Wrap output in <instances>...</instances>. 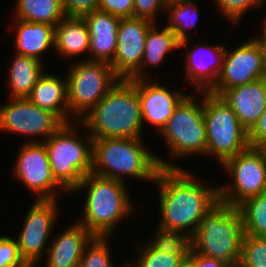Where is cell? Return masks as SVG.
I'll return each instance as SVG.
<instances>
[{"instance_id":"cell-1","label":"cell","mask_w":266,"mask_h":267,"mask_svg":"<svg viewBox=\"0 0 266 267\" xmlns=\"http://www.w3.org/2000/svg\"><path fill=\"white\" fill-rule=\"evenodd\" d=\"M200 181L187 168H160L153 183L159 190L156 226L194 235L203 215L219 201L218 186Z\"/></svg>"},{"instance_id":"cell-2","label":"cell","mask_w":266,"mask_h":267,"mask_svg":"<svg viewBox=\"0 0 266 267\" xmlns=\"http://www.w3.org/2000/svg\"><path fill=\"white\" fill-rule=\"evenodd\" d=\"M79 122L92 139H142L143 130L137 80L119 79Z\"/></svg>"},{"instance_id":"cell-3","label":"cell","mask_w":266,"mask_h":267,"mask_svg":"<svg viewBox=\"0 0 266 267\" xmlns=\"http://www.w3.org/2000/svg\"><path fill=\"white\" fill-rule=\"evenodd\" d=\"M127 184L92 172L87 174L72 192L84 190L86 195L83 217L80 216L77 222L93 236L112 237L116 226L136 210Z\"/></svg>"},{"instance_id":"cell-4","label":"cell","mask_w":266,"mask_h":267,"mask_svg":"<svg viewBox=\"0 0 266 267\" xmlns=\"http://www.w3.org/2000/svg\"><path fill=\"white\" fill-rule=\"evenodd\" d=\"M143 141V138L94 139L91 172L123 182L128 177L154 183L160 170L158 154Z\"/></svg>"},{"instance_id":"cell-5","label":"cell","mask_w":266,"mask_h":267,"mask_svg":"<svg viewBox=\"0 0 266 267\" xmlns=\"http://www.w3.org/2000/svg\"><path fill=\"white\" fill-rule=\"evenodd\" d=\"M243 237L242 218L238 208L219 200L201 218L191 237V249L231 267L239 266Z\"/></svg>"},{"instance_id":"cell-6","label":"cell","mask_w":266,"mask_h":267,"mask_svg":"<svg viewBox=\"0 0 266 267\" xmlns=\"http://www.w3.org/2000/svg\"><path fill=\"white\" fill-rule=\"evenodd\" d=\"M191 94L193 92L178 104L166 125L158 133L164 138L163 142H166L165 147L168 148L167 153L170 158L165 160L161 155L156 156L160 168H184L173 162L179 157L182 159L198 155L206 157L207 137L203 117V91H194V94Z\"/></svg>"},{"instance_id":"cell-7","label":"cell","mask_w":266,"mask_h":267,"mask_svg":"<svg viewBox=\"0 0 266 267\" xmlns=\"http://www.w3.org/2000/svg\"><path fill=\"white\" fill-rule=\"evenodd\" d=\"M79 121L62 124L44 141L53 177L69 193L92 170L93 139Z\"/></svg>"},{"instance_id":"cell-8","label":"cell","mask_w":266,"mask_h":267,"mask_svg":"<svg viewBox=\"0 0 266 267\" xmlns=\"http://www.w3.org/2000/svg\"><path fill=\"white\" fill-rule=\"evenodd\" d=\"M203 117L207 137L206 156H214L221 166L250 147L248 131L219 95L203 91Z\"/></svg>"},{"instance_id":"cell-9","label":"cell","mask_w":266,"mask_h":267,"mask_svg":"<svg viewBox=\"0 0 266 267\" xmlns=\"http://www.w3.org/2000/svg\"><path fill=\"white\" fill-rule=\"evenodd\" d=\"M65 74L70 115L79 121L120 79L111 65L102 61H71Z\"/></svg>"},{"instance_id":"cell-10","label":"cell","mask_w":266,"mask_h":267,"mask_svg":"<svg viewBox=\"0 0 266 267\" xmlns=\"http://www.w3.org/2000/svg\"><path fill=\"white\" fill-rule=\"evenodd\" d=\"M221 167L224 173L226 171L229 183L218 184L220 201L237 207L266 191V159L257 148L249 147Z\"/></svg>"},{"instance_id":"cell-11","label":"cell","mask_w":266,"mask_h":267,"mask_svg":"<svg viewBox=\"0 0 266 267\" xmlns=\"http://www.w3.org/2000/svg\"><path fill=\"white\" fill-rule=\"evenodd\" d=\"M57 202L56 199H35L22 220V228L14 236L21 257L30 267L40 266L47 254L50 237L59 221Z\"/></svg>"},{"instance_id":"cell-12","label":"cell","mask_w":266,"mask_h":267,"mask_svg":"<svg viewBox=\"0 0 266 267\" xmlns=\"http://www.w3.org/2000/svg\"><path fill=\"white\" fill-rule=\"evenodd\" d=\"M7 99L6 104L0 105V133L28 136L25 143L44 142L63 124L53 113L39 108L28 98Z\"/></svg>"},{"instance_id":"cell-13","label":"cell","mask_w":266,"mask_h":267,"mask_svg":"<svg viewBox=\"0 0 266 267\" xmlns=\"http://www.w3.org/2000/svg\"><path fill=\"white\" fill-rule=\"evenodd\" d=\"M12 175L35 195L34 199H56L68 193L53 177L44 142L24 143L20 146ZM61 193V194H60Z\"/></svg>"},{"instance_id":"cell-14","label":"cell","mask_w":266,"mask_h":267,"mask_svg":"<svg viewBox=\"0 0 266 267\" xmlns=\"http://www.w3.org/2000/svg\"><path fill=\"white\" fill-rule=\"evenodd\" d=\"M227 46L225 45L221 73L209 90L210 93L219 96L226 89L266 78L261 51L252 38L235 48Z\"/></svg>"},{"instance_id":"cell-15","label":"cell","mask_w":266,"mask_h":267,"mask_svg":"<svg viewBox=\"0 0 266 267\" xmlns=\"http://www.w3.org/2000/svg\"><path fill=\"white\" fill-rule=\"evenodd\" d=\"M154 23L143 18H121L117 31V48L110 63L120 79H139L145 41Z\"/></svg>"},{"instance_id":"cell-16","label":"cell","mask_w":266,"mask_h":267,"mask_svg":"<svg viewBox=\"0 0 266 267\" xmlns=\"http://www.w3.org/2000/svg\"><path fill=\"white\" fill-rule=\"evenodd\" d=\"M193 40L180 42V49L184 51L185 80L194 88L195 92L209 91L217 82L222 70L225 43L209 44L198 40L193 46L188 44ZM190 41V42H189Z\"/></svg>"},{"instance_id":"cell-17","label":"cell","mask_w":266,"mask_h":267,"mask_svg":"<svg viewBox=\"0 0 266 267\" xmlns=\"http://www.w3.org/2000/svg\"><path fill=\"white\" fill-rule=\"evenodd\" d=\"M160 83L156 78L137 79L143 125H153L152 129L158 133L166 125L178 104L188 95L183 90L173 91Z\"/></svg>"},{"instance_id":"cell-18","label":"cell","mask_w":266,"mask_h":267,"mask_svg":"<svg viewBox=\"0 0 266 267\" xmlns=\"http://www.w3.org/2000/svg\"><path fill=\"white\" fill-rule=\"evenodd\" d=\"M220 97L249 132L266 109V78L226 89Z\"/></svg>"},{"instance_id":"cell-19","label":"cell","mask_w":266,"mask_h":267,"mask_svg":"<svg viewBox=\"0 0 266 267\" xmlns=\"http://www.w3.org/2000/svg\"><path fill=\"white\" fill-rule=\"evenodd\" d=\"M65 228L50 242L44 267H79L85 246L94 236L77 221Z\"/></svg>"},{"instance_id":"cell-20","label":"cell","mask_w":266,"mask_h":267,"mask_svg":"<svg viewBox=\"0 0 266 267\" xmlns=\"http://www.w3.org/2000/svg\"><path fill=\"white\" fill-rule=\"evenodd\" d=\"M82 18L90 34L88 60L110 64L117 48V31L121 18L100 10L86 14Z\"/></svg>"},{"instance_id":"cell-21","label":"cell","mask_w":266,"mask_h":267,"mask_svg":"<svg viewBox=\"0 0 266 267\" xmlns=\"http://www.w3.org/2000/svg\"><path fill=\"white\" fill-rule=\"evenodd\" d=\"M28 99L41 109L53 113L63 124L75 122L70 115L66 75L44 73L32 89Z\"/></svg>"},{"instance_id":"cell-22","label":"cell","mask_w":266,"mask_h":267,"mask_svg":"<svg viewBox=\"0 0 266 267\" xmlns=\"http://www.w3.org/2000/svg\"><path fill=\"white\" fill-rule=\"evenodd\" d=\"M9 26L10 30L15 29L14 49L15 53L36 58L44 63L42 59L48 50L54 51L55 26L45 23L26 22L15 19Z\"/></svg>"},{"instance_id":"cell-23","label":"cell","mask_w":266,"mask_h":267,"mask_svg":"<svg viewBox=\"0 0 266 267\" xmlns=\"http://www.w3.org/2000/svg\"><path fill=\"white\" fill-rule=\"evenodd\" d=\"M54 46L55 55L58 54L60 59L66 58L69 61L73 59L75 62L78 56L81 58L82 55L83 57L87 55L86 58L80 60H88L90 34L84 19L65 16L55 26Z\"/></svg>"},{"instance_id":"cell-24","label":"cell","mask_w":266,"mask_h":267,"mask_svg":"<svg viewBox=\"0 0 266 267\" xmlns=\"http://www.w3.org/2000/svg\"><path fill=\"white\" fill-rule=\"evenodd\" d=\"M162 25L159 26V23H154L148 30L144 57L139 67V79L152 78L149 68L154 67L155 69L160 66L167 59L166 57L170 52L180 49V41L174 32L165 24Z\"/></svg>"},{"instance_id":"cell-25","label":"cell","mask_w":266,"mask_h":267,"mask_svg":"<svg viewBox=\"0 0 266 267\" xmlns=\"http://www.w3.org/2000/svg\"><path fill=\"white\" fill-rule=\"evenodd\" d=\"M7 72L9 98H28L39 78L45 73L44 62L26 55L13 53ZM45 67V69H44Z\"/></svg>"},{"instance_id":"cell-26","label":"cell","mask_w":266,"mask_h":267,"mask_svg":"<svg viewBox=\"0 0 266 267\" xmlns=\"http://www.w3.org/2000/svg\"><path fill=\"white\" fill-rule=\"evenodd\" d=\"M13 18L56 26L65 13L62 0H14ZM15 13V14H14Z\"/></svg>"},{"instance_id":"cell-27","label":"cell","mask_w":266,"mask_h":267,"mask_svg":"<svg viewBox=\"0 0 266 267\" xmlns=\"http://www.w3.org/2000/svg\"><path fill=\"white\" fill-rule=\"evenodd\" d=\"M195 2V0H168L165 11L168 19L164 24L174 32L180 42L191 39L189 29L197 31L200 11L199 5Z\"/></svg>"},{"instance_id":"cell-28","label":"cell","mask_w":266,"mask_h":267,"mask_svg":"<svg viewBox=\"0 0 266 267\" xmlns=\"http://www.w3.org/2000/svg\"><path fill=\"white\" fill-rule=\"evenodd\" d=\"M237 208L244 234L266 237V191L246 199Z\"/></svg>"},{"instance_id":"cell-29","label":"cell","mask_w":266,"mask_h":267,"mask_svg":"<svg viewBox=\"0 0 266 267\" xmlns=\"http://www.w3.org/2000/svg\"><path fill=\"white\" fill-rule=\"evenodd\" d=\"M134 260L126 261L130 267H179L189 255H168L156 250L147 240L142 243L137 240ZM139 247V248H138ZM138 254V255H137Z\"/></svg>"},{"instance_id":"cell-30","label":"cell","mask_w":266,"mask_h":267,"mask_svg":"<svg viewBox=\"0 0 266 267\" xmlns=\"http://www.w3.org/2000/svg\"><path fill=\"white\" fill-rule=\"evenodd\" d=\"M153 236L147 240L156 250L171 255H189L191 250V237L187 234L172 230L155 228Z\"/></svg>"},{"instance_id":"cell-31","label":"cell","mask_w":266,"mask_h":267,"mask_svg":"<svg viewBox=\"0 0 266 267\" xmlns=\"http://www.w3.org/2000/svg\"><path fill=\"white\" fill-rule=\"evenodd\" d=\"M112 237L94 236L85 246L79 267H123L114 265L111 255L110 239Z\"/></svg>"},{"instance_id":"cell-32","label":"cell","mask_w":266,"mask_h":267,"mask_svg":"<svg viewBox=\"0 0 266 267\" xmlns=\"http://www.w3.org/2000/svg\"><path fill=\"white\" fill-rule=\"evenodd\" d=\"M215 10L220 12L221 17L229 21L230 24L237 27L238 23H242V19L249 10L253 8L261 9L266 3L265 0H214Z\"/></svg>"},{"instance_id":"cell-33","label":"cell","mask_w":266,"mask_h":267,"mask_svg":"<svg viewBox=\"0 0 266 267\" xmlns=\"http://www.w3.org/2000/svg\"><path fill=\"white\" fill-rule=\"evenodd\" d=\"M240 267H266V237L244 234Z\"/></svg>"},{"instance_id":"cell-34","label":"cell","mask_w":266,"mask_h":267,"mask_svg":"<svg viewBox=\"0 0 266 267\" xmlns=\"http://www.w3.org/2000/svg\"><path fill=\"white\" fill-rule=\"evenodd\" d=\"M0 267H30L21 257L14 237L0 236Z\"/></svg>"},{"instance_id":"cell-35","label":"cell","mask_w":266,"mask_h":267,"mask_svg":"<svg viewBox=\"0 0 266 267\" xmlns=\"http://www.w3.org/2000/svg\"><path fill=\"white\" fill-rule=\"evenodd\" d=\"M167 3L168 0H134L133 17L157 23L160 15L166 11Z\"/></svg>"},{"instance_id":"cell-36","label":"cell","mask_w":266,"mask_h":267,"mask_svg":"<svg viewBox=\"0 0 266 267\" xmlns=\"http://www.w3.org/2000/svg\"><path fill=\"white\" fill-rule=\"evenodd\" d=\"M134 0H99L98 10L120 18H133Z\"/></svg>"},{"instance_id":"cell-37","label":"cell","mask_w":266,"mask_h":267,"mask_svg":"<svg viewBox=\"0 0 266 267\" xmlns=\"http://www.w3.org/2000/svg\"><path fill=\"white\" fill-rule=\"evenodd\" d=\"M65 16L83 17L98 10L99 0H62Z\"/></svg>"},{"instance_id":"cell-38","label":"cell","mask_w":266,"mask_h":267,"mask_svg":"<svg viewBox=\"0 0 266 267\" xmlns=\"http://www.w3.org/2000/svg\"><path fill=\"white\" fill-rule=\"evenodd\" d=\"M266 140V109L260 115L257 123L248 132V142L250 147L257 148Z\"/></svg>"},{"instance_id":"cell-39","label":"cell","mask_w":266,"mask_h":267,"mask_svg":"<svg viewBox=\"0 0 266 267\" xmlns=\"http://www.w3.org/2000/svg\"><path fill=\"white\" fill-rule=\"evenodd\" d=\"M189 257L194 261L196 267H231L229 264L218 259L202 256L192 249L189 252Z\"/></svg>"},{"instance_id":"cell-40","label":"cell","mask_w":266,"mask_h":267,"mask_svg":"<svg viewBox=\"0 0 266 267\" xmlns=\"http://www.w3.org/2000/svg\"><path fill=\"white\" fill-rule=\"evenodd\" d=\"M260 25L262 26V34L258 36L256 35V37L254 36L252 39L255 41L261 51L266 77V16Z\"/></svg>"},{"instance_id":"cell-41","label":"cell","mask_w":266,"mask_h":267,"mask_svg":"<svg viewBox=\"0 0 266 267\" xmlns=\"http://www.w3.org/2000/svg\"><path fill=\"white\" fill-rule=\"evenodd\" d=\"M179 267H196L194 261L188 256Z\"/></svg>"},{"instance_id":"cell-42","label":"cell","mask_w":266,"mask_h":267,"mask_svg":"<svg viewBox=\"0 0 266 267\" xmlns=\"http://www.w3.org/2000/svg\"><path fill=\"white\" fill-rule=\"evenodd\" d=\"M257 149L262 153V155L264 156V158L266 159V140L263 141L258 147Z\"/></svg>"},{"instance_id":"cell-43","label":"cell","mask_w":266,"mask_h":267,"mask_svg":"<svg viewBox=\"0 0 266 267\" xmlns=\"http://www.w3.org/2000/svg\"><path fill=\"white\" fill-rule=\"evenodd\" d=\"M123 267H130L126 262H124Z\"/></svg>"}]
</instances>
